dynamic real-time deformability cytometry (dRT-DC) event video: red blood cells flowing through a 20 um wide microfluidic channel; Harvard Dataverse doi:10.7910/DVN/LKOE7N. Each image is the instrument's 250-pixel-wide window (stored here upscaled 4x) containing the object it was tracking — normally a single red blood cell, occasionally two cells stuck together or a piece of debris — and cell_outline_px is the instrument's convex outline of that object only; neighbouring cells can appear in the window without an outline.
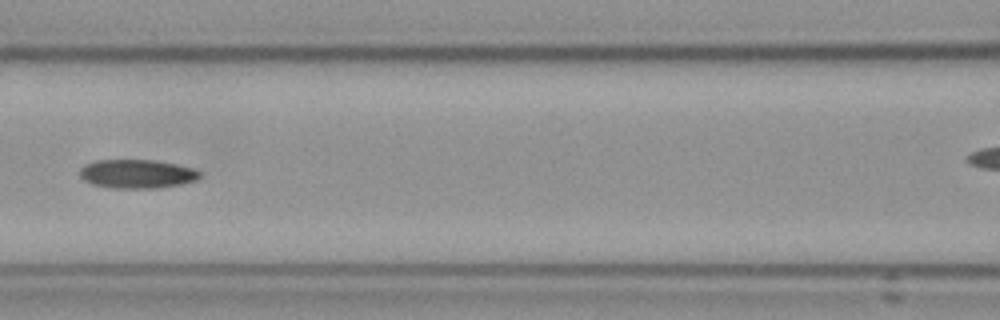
{"species": "Egyptian fruit bat (a non-hibernating species)", "species_latin": "Rousettus aegyptiacus", "temperature_condition": "cold", "stored_images_in_passage": 10, "camera_frame_rate_fps": 3000, "um_per_image_px": 0.085, "frame": {"image": 1, "passage_image": 7, "time_ms": 7.0, "image_size_px": [1000, 320], "cell_outline_px": [[200, 176], [196, 180], [180, 184], [156, 188], [116, 188], [92, 184], [84, 180], [80, 176], [80, 168], [84, 164], [96, 160], [152, 160], [176, 164], [192, 168], [200, 172]], "centroid_in_image_um": [11.61, 14.77], "position_along_channel_um": 155.0, "area_um2": 20.0}}
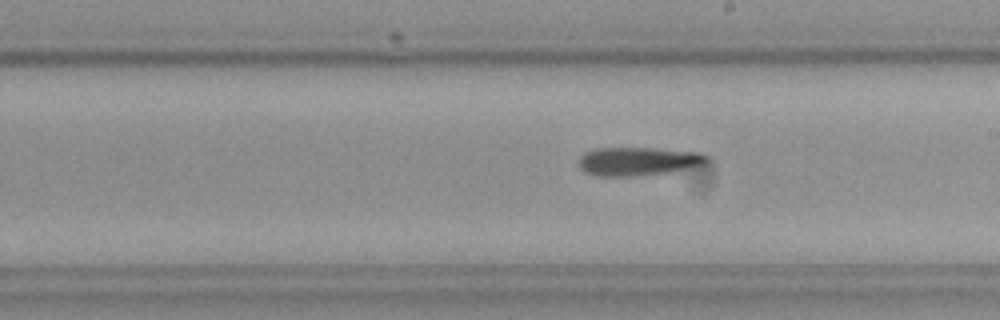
{"frame": {"image": 2, "passage_image": 10, "time_ms": 11.333, "image_size_px": [1000, 320], "cell_outline_px": [[708, 164], [668, 172], [628, 176], [600, 176], [584, 172], [580, 168], [576, 160], [584, 152], [592, 148], [652, 148], [700, 152], [708, 156]], "centroid_in_image_um": [54.21, 13.7], "position_along_channel_um": 234.8, "area_um2": 21.44}}